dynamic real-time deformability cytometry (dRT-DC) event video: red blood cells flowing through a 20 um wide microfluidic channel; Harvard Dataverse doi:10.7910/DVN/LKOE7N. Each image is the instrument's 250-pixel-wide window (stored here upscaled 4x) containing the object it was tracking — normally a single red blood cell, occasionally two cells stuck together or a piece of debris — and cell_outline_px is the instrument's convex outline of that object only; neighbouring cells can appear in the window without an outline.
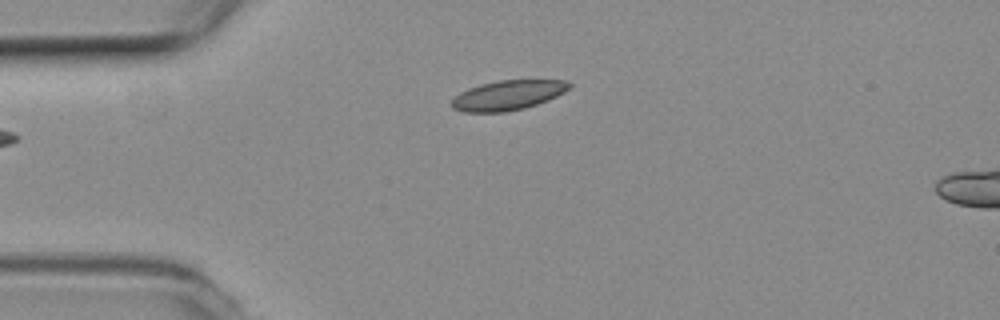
{"species": "common noctule bat (a hibernating species)", "species_latin": "Nyctalus noctula", "temperature_condition": "room temperature", "stored_images_in_passage": 38, "camera_frame_rate_fps": 3000, "um_per_image_px": 0.085, "animal": {"sex": "female", "body_mass_g": 19.3, "forearm_length_mm": 54.1}, "frame": {"image": 1, "passage_image": 1, "time_ms": 0.0, "image_size_px": [1000, 320], "cell_outline_px": [[572, 88], [548, 100], [524, 108], [504, 112], [464, 112], [452, 108], [452, 100], [460, 92], [468, 88], [480, 84], [500, 80], [568, 80], [572, 84]], "centroid_in_image_um": [43.2, 8.08], "position_along_channel_um": 41.8, "area_um2": 20.4}}
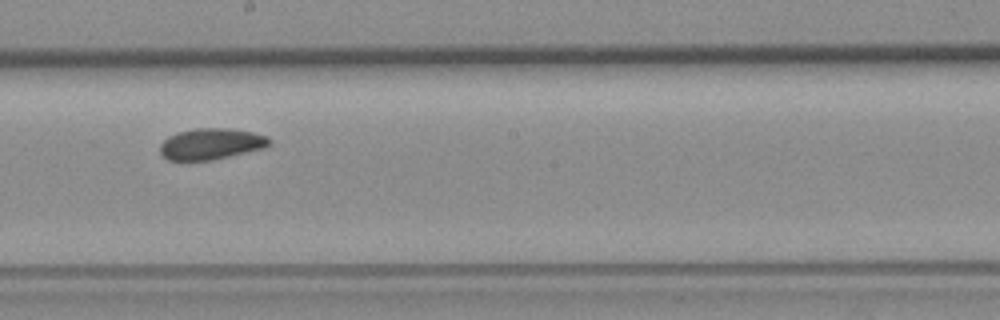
{"frame": {"image": 2, "passage_image": 18, "time_ms": 5.667, "image_size_px": [1000, 320], "cell_outline_px": [[272, 140], [264, 148], [228, 156], [208, 160], [168, 160], [160, 152], [160, 144], [168, 136], [176, 132], [196, 128], [228, 128], [252, 132], [268, 136]], "centroid_in_image_um": [17.92, 12.21], "position_along_channel_um": 230.3, "area_um2": 19.71}}
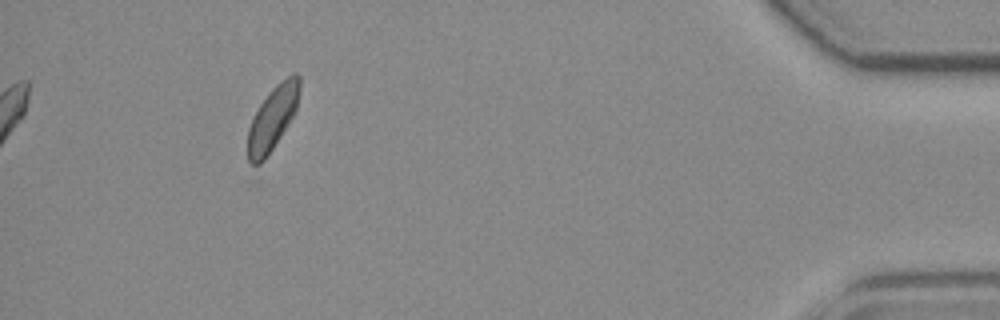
{"frame": {"image": 3, "passage_image": 38, "time_ms": 12.333, "image_size_px": [1000, 320], "cell_outline_px": [[300, 92], [296, 108], [292, 116], [280, 136], [264, 160], [260, 164], [252, 164], [248, 160], [248, 128], [252, 116], [268, 92], [276, 84], [292, 72], [296, 72], [300, 76]], "centroid_in_image_um": [23.17, 9.98], "position_along_channel_um": 412.0, "area_um2": 19.13}, "authors_computed_cell_mechanics": {"area_um2": 19.941, "velocity_mm_per_s": 3.736, "shape_relaxation_time_tau1_ms": 6.008, "shape_relaxation_time_tau2_ms": null, "deformation_change_tau1": 0.0887, "deformation_change_tau2": null}}